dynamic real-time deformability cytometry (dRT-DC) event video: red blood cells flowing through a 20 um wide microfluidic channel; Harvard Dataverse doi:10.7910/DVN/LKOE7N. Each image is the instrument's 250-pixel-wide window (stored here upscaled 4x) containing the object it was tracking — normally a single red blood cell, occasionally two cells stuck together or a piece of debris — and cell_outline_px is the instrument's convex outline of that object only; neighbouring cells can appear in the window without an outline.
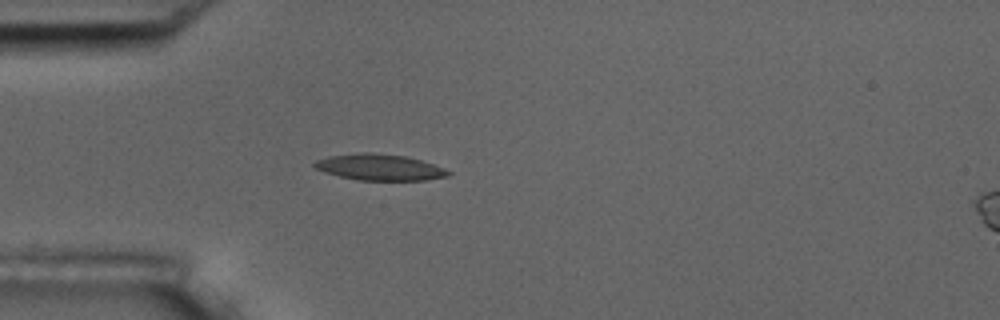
{"species": "common noctule bat (a hibernating species)", "species_latin": "Nyctalus noctula", "temperature_condition": "room temperature", "stored_images_in_passage": 4, "camera_frame_rate_fps": 3000, "um_per_image_px": 0.085, "animal": {"sex": "male", "body_mass_g": 17.5, "forearm_length_mm": 52.3}, "frame": {"image": 1, "passage_image": 4, "time_ms": 3.667, "image_size_px": [1000, 320], "cell_outline_px": [[452, 172], [448, 176], [428, 180], [360, 180], [340, 176], [324, 172], [316, 168], [312, 164], [316, 160], [328, 156], [360, 152], [372, 152], [408, 156], [444, 168]], "centroid_in_image_um": [32.27, 14.21], "position_along_channel_um": 52.7, "area_um2": 20.46}}